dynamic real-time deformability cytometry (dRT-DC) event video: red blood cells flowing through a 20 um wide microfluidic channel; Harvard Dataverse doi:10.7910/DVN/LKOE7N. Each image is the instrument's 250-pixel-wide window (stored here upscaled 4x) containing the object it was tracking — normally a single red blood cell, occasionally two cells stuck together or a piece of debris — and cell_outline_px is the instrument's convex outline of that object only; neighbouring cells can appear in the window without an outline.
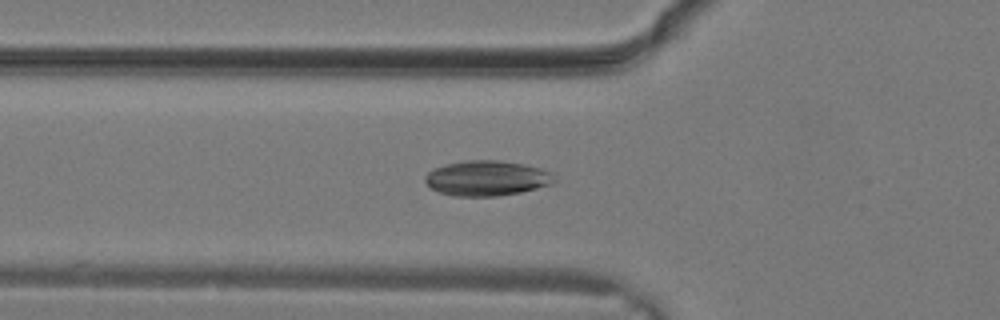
{"species": "common noctule bat (a hibernating species)", "species_latin": "Nyctalus noctula", "temperature_condition": "warm", "stored_images_in_passage": 31, "camera_frame_rate_fps": 3000, "um_per_image_px": 0.085, "animal": {"sex": "male", "body_mass_g": 19.2, "forearm_length_mm": 51.8}, "frame": {"image": 1, "passage_image": 11, "time_ms": 3.333, "image_size_px": [1000, 320], "cell_outline_px": [[556, 180], [552, 184], [520, 192], [500, 196], [452, 196], [428, 188], [424, 180], [424, 176], [428, 172], [444, 164], [464, 160], [500, 160], [524, 164], [540, 168], [552, 172]], "centroid_in_image_um": [41.36, 15.14], "position_along_channel_um": 84.4, "area_um2": 26.76}}
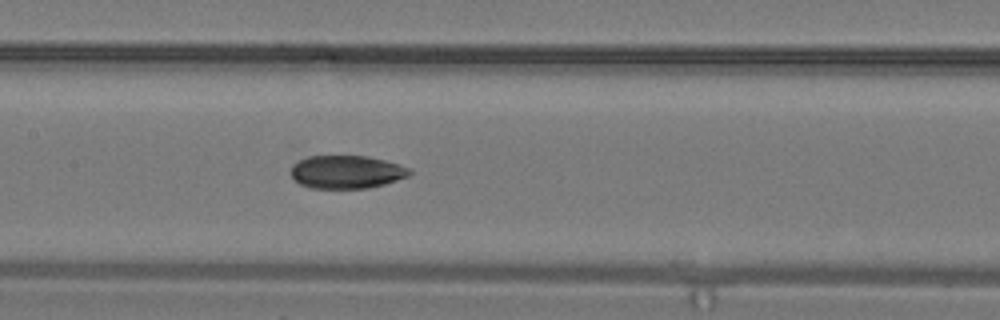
{"frame": {"image": 2, "passage_image": 15, "time_ms": 4.667, "image_size_px": [1000, 320], "cell_outline_px": [[412, 172], [408, 176], [384, 184], [368, 188], [312, 188], [300, 184], [292, 176], [292, 164], [308, 156], [368, 156], [384, 160], [408, 168]], "centroid_in_image_um": [29.44, 14.61], "position_along_channel_um": 178.0, "area_um2": 22.6}}
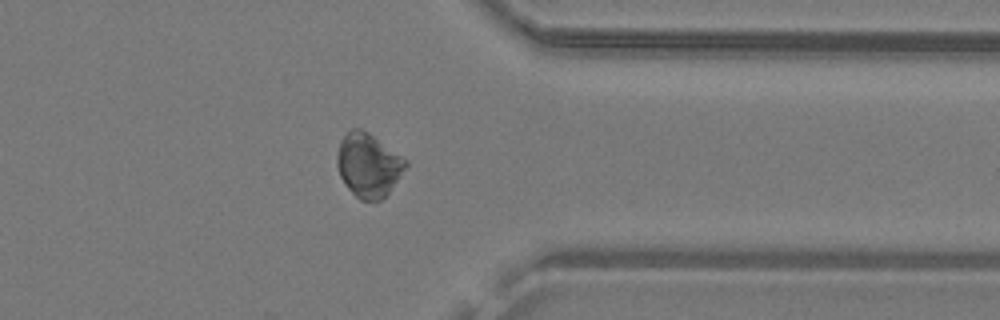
{"frame": {"image": 3, "passage_image": 24, "time_ms": 7.667, "image_size_px": [1000, 320], "cell_outline_px": [[408, 164], [388, 192], [380, 200], [360, 200], [344, 184], [340, 176], [336, 164], [336, 156], [340, 140], [352, 128], [360, 128], [368, 132], [408, 160]], "centroid_in_image_um": [31.28, 14.02], "position_along_channel_um": 380.1, "area_um2": 25.26}}